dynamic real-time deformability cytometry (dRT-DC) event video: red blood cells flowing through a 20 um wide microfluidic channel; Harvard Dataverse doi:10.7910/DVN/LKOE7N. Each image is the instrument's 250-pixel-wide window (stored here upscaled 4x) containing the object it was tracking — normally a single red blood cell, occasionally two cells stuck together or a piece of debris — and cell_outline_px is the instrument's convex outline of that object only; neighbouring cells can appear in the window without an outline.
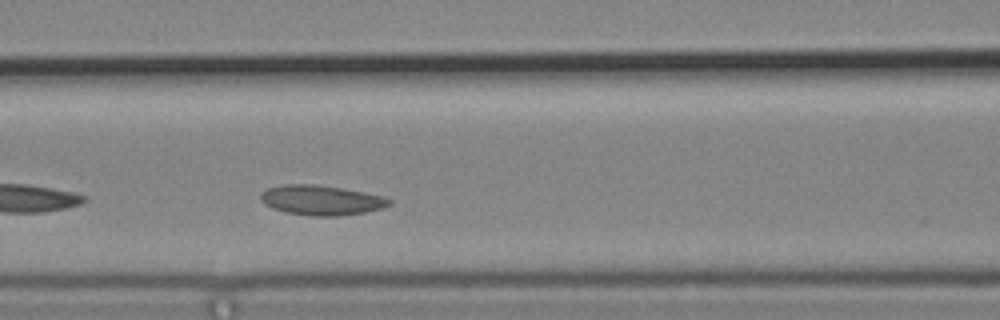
{"species": "common noctule bat (a hibernating species)", "species_latin": "Nyctalus noctula", "temperature_condition": "cold", "stored_images_in_passage": 5, "segment_of_instrument_passage": [1, 2], "camera_frame_rate_fps": 3000, "um_per_image_px": 0.085, "animal": {"sex": "male", "body_mass_g": 19.2, "forearm_length_mm": 51.8}, "frame": {"image": 1, "passage_image": 4, "time_ms": 1.0, "image_size_px": [1000, 320], "cell_outline_px": [[392, 204], [384, 208], [364, 212], [340, 216], [316, 216], [288, 212], [272, 208], [264, 204], [260, 200], [260, 192], [268, 188], [284, 184], [316, 184], [364, 192], [384, 196], [392, 200]], "centroid_in_image_um": [27.32, 17.01], "position_along_channel_um": 139.3, "area_um2": 22.43}}